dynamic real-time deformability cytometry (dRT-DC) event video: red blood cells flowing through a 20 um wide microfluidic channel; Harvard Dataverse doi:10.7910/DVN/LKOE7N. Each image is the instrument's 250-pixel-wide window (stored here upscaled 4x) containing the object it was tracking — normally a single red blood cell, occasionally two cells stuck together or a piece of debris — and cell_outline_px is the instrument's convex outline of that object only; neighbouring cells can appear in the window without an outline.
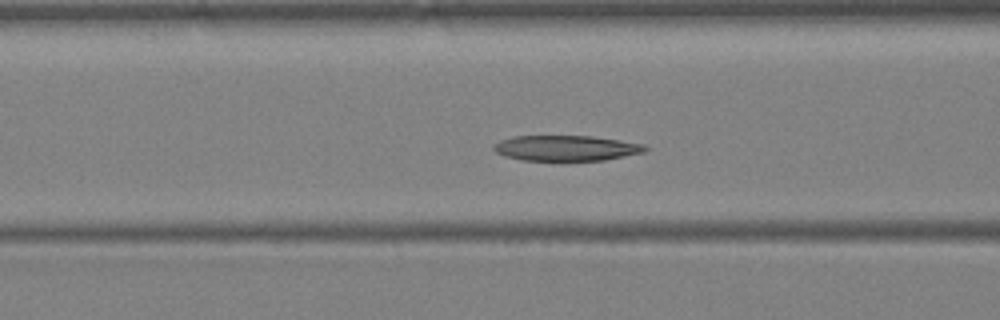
{"species": "Egyptian fruit bat (a non-hibernating species)", "species_latin": "Rousettus aegyptiacus", "temperature_condition": "warm", "stored_images_in_passage": 32, "segment_of_instrument_passage": [1, 2], "camera_frame_rate_fps": 3000, "um_per_image_px": 0.085, "animal": {"sex": "female"}, "frame": {"image": 1, "passage_image": 8, "time_ms": 2.333, "image_size_px": [1000, 320], "cell_outline_px": [[648, 148], [644, 152], [604, 160], [520, 160], [504, 156], [496, 152], [492, 148], [492, 144], [500, 140], [512, 136], [592, 136], [644, 144]], "centroid_in_image_um": [48.07, 12.58], "position_along_channel_um": 118.5, "area_um2": 22.43}}
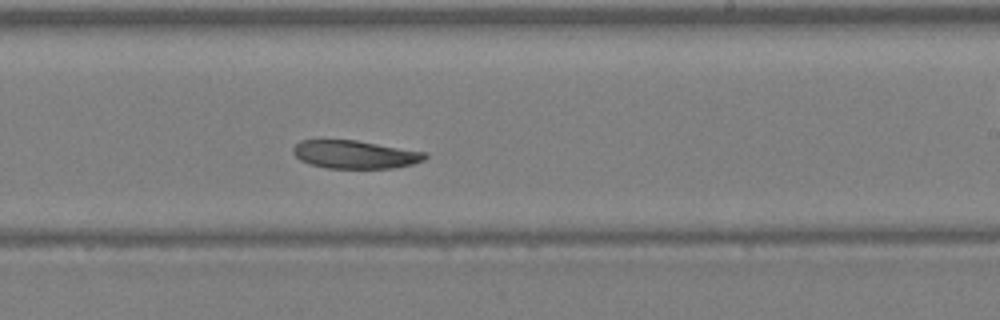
{"frame": {"image": 2, "passage_image": 16, "time_ms": 5.0, "image_size_px": [1000, 320], "cell_outline_px": [[428, 156], [424, 160], [412, 164], [396, 168], [324, 168], [300, 160], [292, 152], [292, 148], [300, 140], [356, 140], [428, 152]], "centroid_in_image_um": [30.2, 13.13], "position_along_channel_um": 258.8, "area_um2": 21.73}}
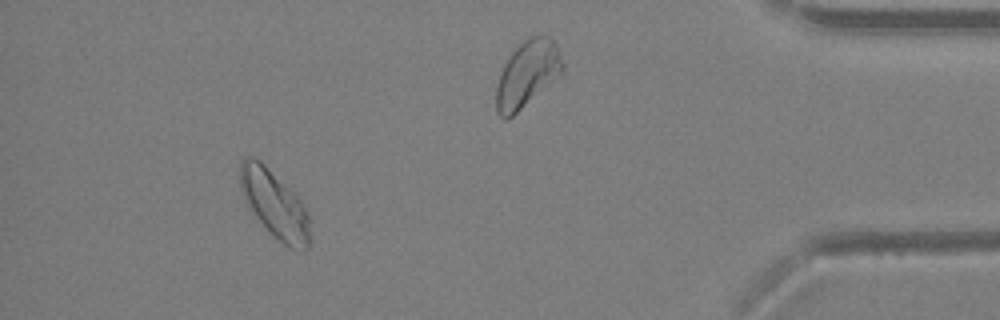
{"frame": {"image": 3, "passage_image": 28, "time_ms": 9.0, "image_size_px": [1000, 320], "cell_outline_px": [[308, 248], [288, 248], [260, 220], [244, 200], [240, 188], [240, 160], [248, 156], [252, 156], [260, 160], [300, 200], [308, 212]], "centroid_in_image_um": [23.29, 17.29], "position_along_channel_um": 411.9, "area_um2": 26.36}}